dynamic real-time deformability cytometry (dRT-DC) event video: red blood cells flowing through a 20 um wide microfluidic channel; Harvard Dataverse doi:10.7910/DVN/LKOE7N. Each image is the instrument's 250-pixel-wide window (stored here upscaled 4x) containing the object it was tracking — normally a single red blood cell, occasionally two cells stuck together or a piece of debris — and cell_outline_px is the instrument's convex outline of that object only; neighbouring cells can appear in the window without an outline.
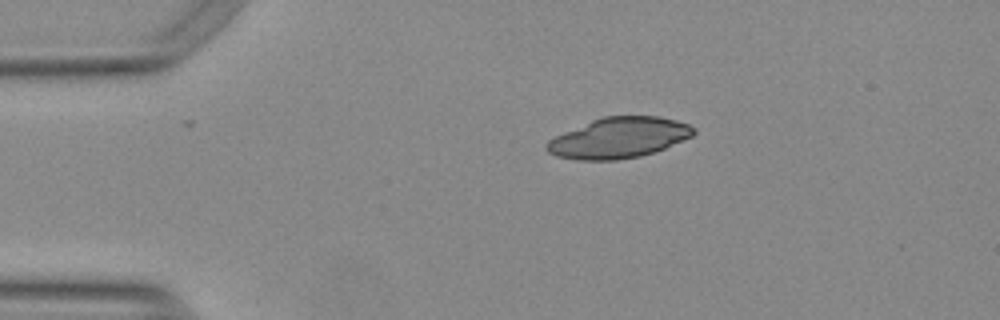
{"species": "Egyptian fruit bat (a non-hibernating species)", "species_latin": "Rousettus aegyptiacus", "temperature_condition": "warm", "stored_images_in_passage": 34, "camera_frame_rate_fps": 3000, "um_per_image_px": 0.085, "animal": {"sex": "female"}, "frame": {"image": 1, "passage_image": 1, "time_ms": 0.0, "image_size_px": [1000, 320], "cell_outline_px": [[696, 132], [692, 136], [664, 148], [640, 156], [616, 160], [576, 160], [556, 156], [548, 152], [544, 148], [544, 144], [548, 140], [564, 132], [592, 120], [604, 116], [660, 116], [676, 120], [688, 124], [696, 128]], "centroid_in_image_um": [52.58, 11.71], "position_along_channel_um": 32.4, "area_um2": 34.68}}